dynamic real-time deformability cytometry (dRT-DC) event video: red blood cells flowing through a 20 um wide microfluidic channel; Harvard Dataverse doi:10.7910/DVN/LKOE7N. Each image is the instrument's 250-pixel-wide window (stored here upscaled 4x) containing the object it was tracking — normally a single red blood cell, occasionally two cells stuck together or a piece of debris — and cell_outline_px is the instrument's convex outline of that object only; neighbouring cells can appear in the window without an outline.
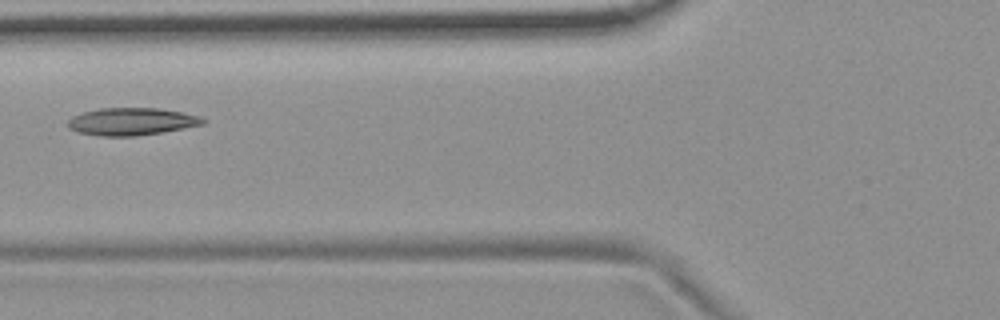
{"species": "common noctule bat (a hibernating species)", "species_latin": "Nyctalus noctula", "temperature_condition": "room temperature", "stored_images_in_passage": 5, "camera_frame_rate_fps": 3000, "um_per_image_px": 0.085, "animal": {"sex": "female", "body_mass_g": 19.9}, "frame": {"image": 1, "passage_image": 5, "time_ms": 4.667, "image_size_px": [1000, 320], "cell_outline_px": [[208, 120], [204, 124], [160, 132], [136, 136], [100, 136], [80, 132], [68, 128], [68, 120], [72, 116], [84, 112], [100, 108], [160, 108], [180, 112], [196, 116]], "centroid_in_image_um": [11.16, 10.33], "position_along_channel_um": 114.6, "area_um2": 21.33}}